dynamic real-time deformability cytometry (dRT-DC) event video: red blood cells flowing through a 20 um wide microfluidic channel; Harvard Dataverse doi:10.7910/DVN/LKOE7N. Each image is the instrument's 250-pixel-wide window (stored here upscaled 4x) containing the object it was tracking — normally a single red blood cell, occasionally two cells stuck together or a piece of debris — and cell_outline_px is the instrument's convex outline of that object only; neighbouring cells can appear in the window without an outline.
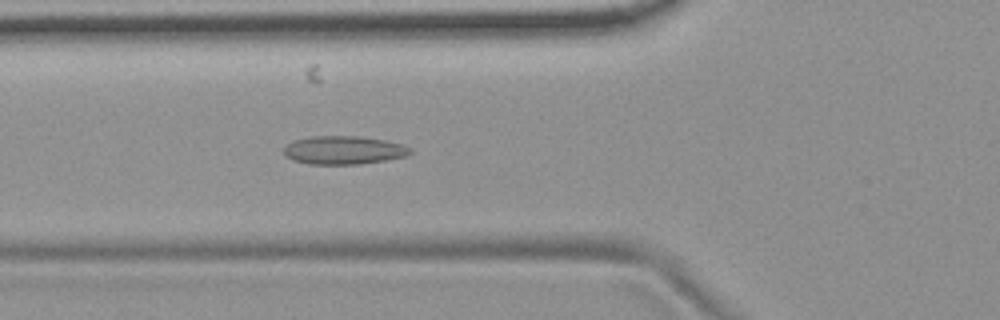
{"species": "common noctule bat (a hibernating species)", "species_latin": "Nyctalus noctula", "temperature_condition": "room temperature", "stored_images_in_passage": 4, "camera_frame_rate_fps": 3000, "um_per_image_px": 0.085, "animal": {"sex": "female", "body_mass_g": 19.9}, "frame": {"image": 1, "passage_image": 4, "time_ms": 3.333, "image_size_px": [1000, 320], "cell_outline_px": [[412, 152], [404, 156], [384, 160], [360, 164], [308, 164], [292, 160], [284, 156], [284, 148], [292, 140], [312, 136], [360, 136], [384, 140], [400, 144], [412, 148]], "centroid_in_image_um": [29.16, 12.76], "position_along_channel_um": 96.6, "area_um2": 20.87}}